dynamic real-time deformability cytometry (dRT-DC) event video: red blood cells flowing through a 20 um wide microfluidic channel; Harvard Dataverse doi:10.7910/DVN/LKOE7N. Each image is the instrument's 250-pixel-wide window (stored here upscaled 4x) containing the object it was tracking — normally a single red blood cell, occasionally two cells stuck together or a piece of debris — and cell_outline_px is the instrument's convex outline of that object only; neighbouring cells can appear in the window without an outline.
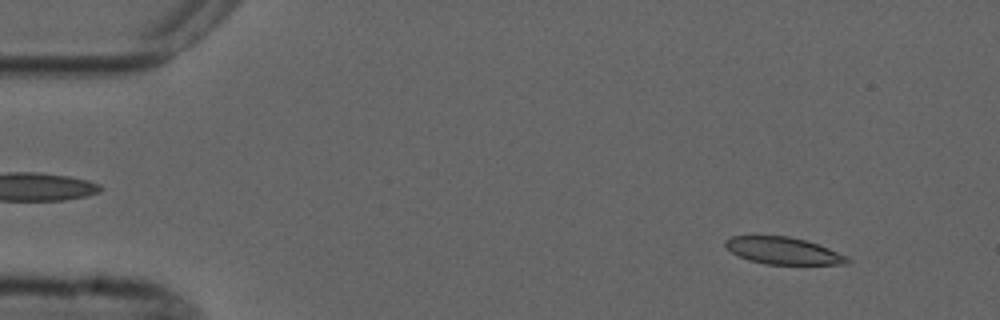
{"species": "common noctule bat (a hibernating species)", "species_latin": "Nyctalus noctula", "temperature_condition": "cold", "stored_images_in_passage": 4, "segment_of_instrument_passage": [2, 2], "camera_frame_rate_fps": 3000, "um_per_image_px": 0.085, "animal": {"sex": "male", "forearm_length_mm": 52.5}, "frame": {"image": 1, "passage_image": 4, "time_ms": 4.333, "image_size_px": [1000, 320], "cell_outline_px": [[852, 260], [848, 264], [764, 264], [748, 260], [732, 252], [724, 244], [724, 240], [732, 236], [788, 236], [804, 240], [828, 248], [848, 256]], "centroid_in_image_um": [66.59, 21.32], "position_along_channel_um": 18.4, "area_um2": 19.07}}